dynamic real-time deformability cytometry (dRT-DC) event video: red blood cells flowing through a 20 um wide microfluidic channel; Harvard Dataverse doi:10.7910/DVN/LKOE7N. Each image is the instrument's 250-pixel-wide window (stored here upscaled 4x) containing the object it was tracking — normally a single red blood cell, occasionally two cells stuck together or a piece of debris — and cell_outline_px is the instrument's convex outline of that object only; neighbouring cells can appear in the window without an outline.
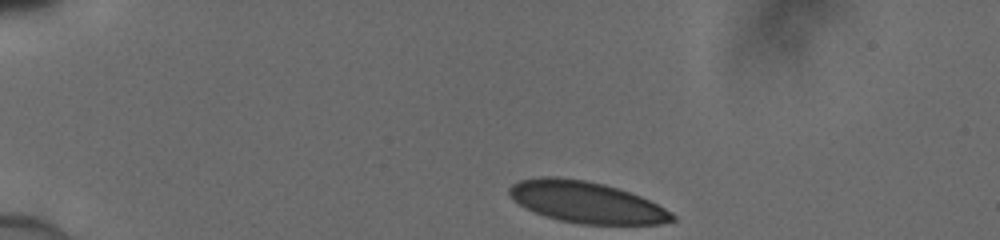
{"species": "human", "species_latin": "Homo sapiens", "temperature_condition": "cold", "stored_images_in_passage": 35, "camera_frame_rate_fps": 3000, "um_per_image_px": 0.085, "donor": {"sex": "male"}, "frame": {"image": 1, "passage_image": 1, "time_ms": 0.0, "image_size_px": [1000, 240], "cell_outline_px": [[676, 220], [660, 224], [580, 224], [560, 220], [544, 216], [524, 208], [508, 192], [508, 188], [512, 184], [520, 180], [548, 176], [552, 176], [584, 180], [604, 184], [640, 196], [672, 212], [676, 216]], "centroid_in_image_um": [49.84, 17.2], "position_along_channel_um": 35.2, "area_um2": 38.96}}
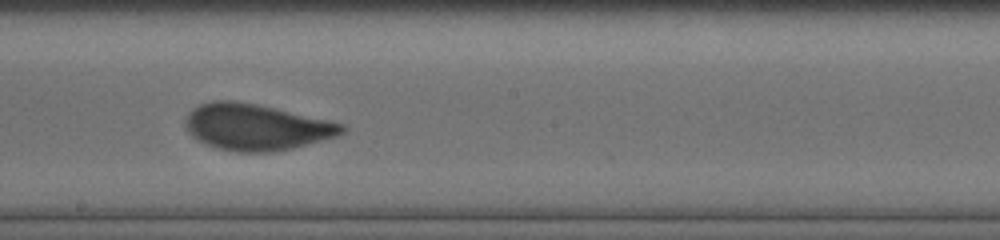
{"frame": {"image": 2, "passage_image": 20, "time_ms": 6.333, "image_size_px": [1000, 240], "cell_outline_px": [[348, 128], [344, 132], [336, 136], [292, 148], [272, 152], [236, 152], [216, 148], [196, 140], [184, 128], [184, 120], [188, 112], [192, 108], [200, 104], [212, 100], [236, 100], [276, 108], [328, 120], [344, 124]], "centroid_in_image_um": [21.72, 10.79], "position_along_channel_um": 226.5, "area_um2": 42.48}}
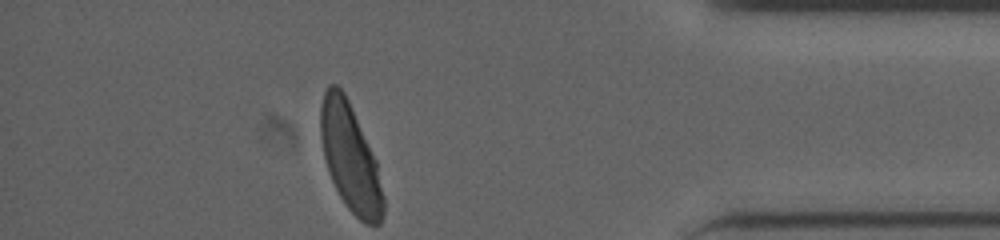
{"frame": {"image": 3, "passage_image": 35, "time_ms": 11.333, "image_size_px": [1000, 240], "cell_outline_px": [[384, 216], [380, 224], [364, 224], [348, 208], [340, 196], [328, 172], [324, 156], [320, 136], [320, 108], [324, 92], [328, 84], [336, 84], [344, 92], [348, 100], [376, 160], [384, 196]], "centroid_in_image_um": [29.77, 13.42], "position_along_channel_um": 405.4, "area_um2": 39.07}}